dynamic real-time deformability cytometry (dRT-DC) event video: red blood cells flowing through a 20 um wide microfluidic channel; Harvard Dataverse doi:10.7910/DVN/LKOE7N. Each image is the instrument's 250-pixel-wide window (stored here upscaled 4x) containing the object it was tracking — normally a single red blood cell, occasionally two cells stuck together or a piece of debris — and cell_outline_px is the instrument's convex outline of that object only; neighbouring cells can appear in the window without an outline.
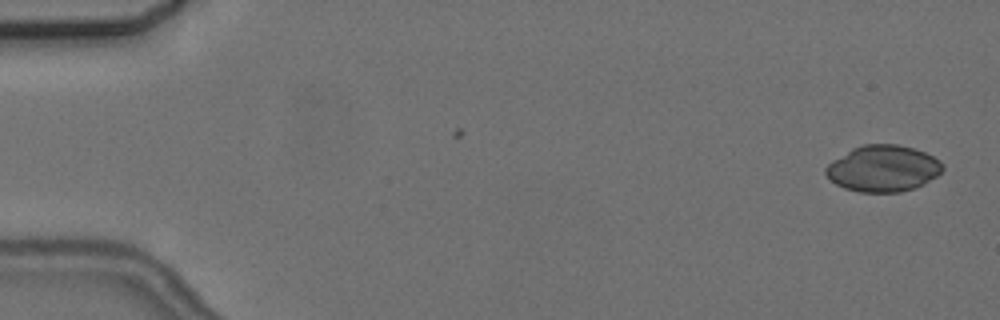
{"species": "common noctule bat (a hibernating species)", "species_latin": "Nyctalus noctula", "temperature_condition": "cold", "stored_images_in_passage": 2, "camera_frame_rate_fps": 3000, "um_per_image_px": 0.085, "animal": {"sex": "female", "body_mass_g": 24.6, "forearm_length_mm": 56.2}, "frame": {"image": 1, "passage_image": 2, "time_ms": 1.333, "image_size_px": [1000, 320], "cell_outline_px": [[944, 168], [936, 176], [924, 184], [916, 188], [900, 192], [860, 192], [844, 188], [836, 184], [824, 172], [824, 168], [832, 160], [852, 148], [864, 144], [896, 144], [912, 148], [924, 152], [940, 160], [944, 164]], "centroid_in_image_um": [75.06, 14.32], "position_along_channel_um": 9.9, "area_um2": 31.62}}